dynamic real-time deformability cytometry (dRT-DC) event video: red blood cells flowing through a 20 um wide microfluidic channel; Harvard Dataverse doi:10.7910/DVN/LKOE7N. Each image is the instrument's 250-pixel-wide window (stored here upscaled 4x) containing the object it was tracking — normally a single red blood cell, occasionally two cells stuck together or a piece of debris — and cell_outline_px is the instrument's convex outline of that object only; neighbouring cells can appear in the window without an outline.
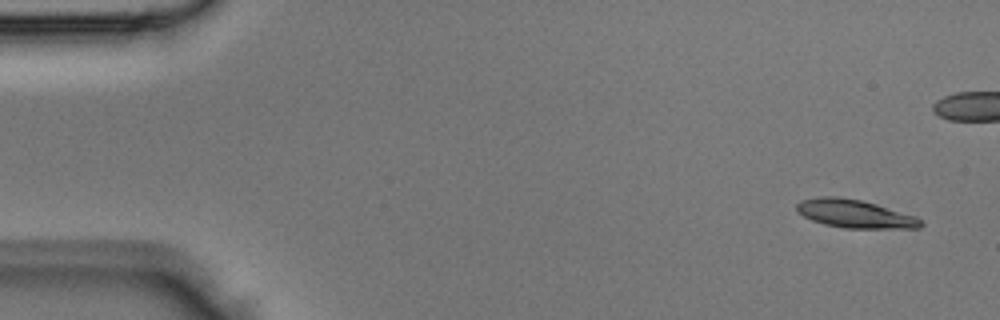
{"species": "Egyptian fruit bat (a non-hibernating species)", "species_latin": "Rousettus aegyptiacus", "temperature_condition": "room temperature", "stored_images_in_passage": 2, "camera_frame_rate_fps": 3000, "um_per_image_px": 0.085, "animal": {"sex": "male"}, "frame": {"image": 1, "passage_image": 1, "time_ms": 0.0, "image_size_px": [1000, 320], "cell_outline_px": [[924, 224], [920, 228], [844, 228], [824, 224], [812, 220], [796, 212], [796, 204], [800, 200], [820, 196], [836, 196], [860, 200], [916, 216], [924, 220]], "centroid_in_image_um": [72.65, 18.17], "position_along_channel_um": 12.3, "area_um2": 20.4}}